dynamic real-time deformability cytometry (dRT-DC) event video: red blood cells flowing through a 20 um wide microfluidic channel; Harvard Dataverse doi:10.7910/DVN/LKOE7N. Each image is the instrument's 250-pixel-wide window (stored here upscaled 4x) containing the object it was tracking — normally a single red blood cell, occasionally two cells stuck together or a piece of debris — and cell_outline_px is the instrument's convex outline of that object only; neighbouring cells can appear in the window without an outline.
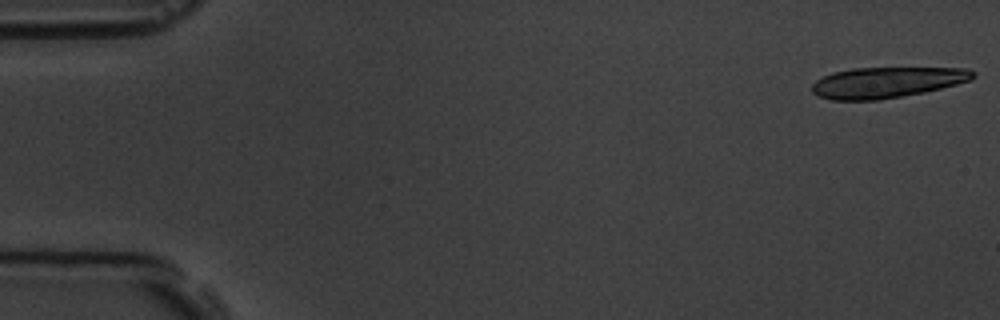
{"species": "common noctule bat (a hibernating species)", "species_latin": "Nyctalus noctula", "temperature_condition": "room temperature", "stored_images_in_passage": 6, "camera_frame_rate_fps": 3000, "um_per_image_px": 0.085, "animal": {"sex": "male", "body_mass_g": 19.5, "forearm_length_mm": 54.6}, "frame": {"image": 1, "passage_image": 1, "time_ms": 0.0, "image_size_px": [1000, 320], "cell_outline_px": [[976, 76], [972, 80], [924, 92], [880, 100], [832, 100], [820, 96], [812, 92], [812, 84], [816, 80], [832, 72], [852, 68], [968, 68], [976, 72]], "centroid_in_image_um": [75.39, 7.0], "position_along_channel_um": 9.6, "area_um2": 28.9}}
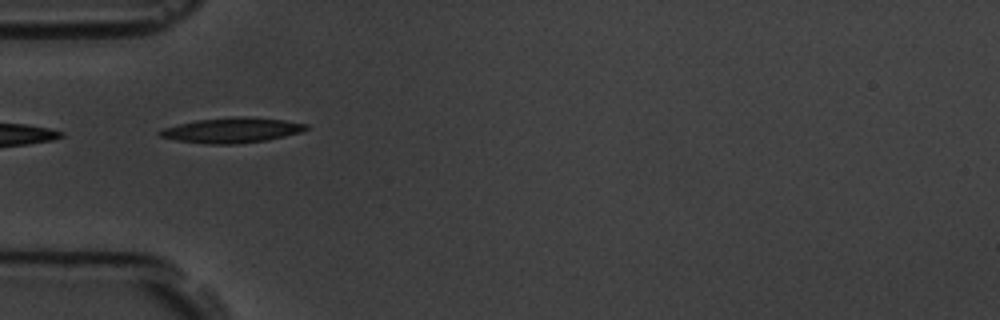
{"frame": {"image": 2, "passage_image": 5, "time_ms": 5.667, "image_size_px": [1000, 320], "cell_outline_px": [[308, 128], [300, 132], [268, 140], [236, 144], [208, 144], [176, 140], [160, 136], [156, 132], [164, 128], [176, 124], [196, 120], [232, 116], [244, 116], [284, 120], [308, 124]], "centroid_in_image_um": [19.69, 11.06], "position_along_channel_um": 65.3, "area_um2": 21.5}}
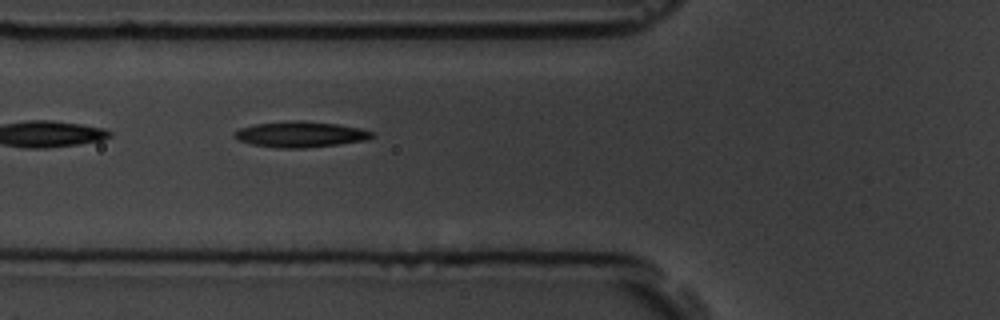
{"frame": {"image": 3, "passage_image": 6, "time_ms": 6.667, "image_size_px": [1000, 320], "cell_outline_px": [[376, 136], [368, 140], [304, 148], [280, 148], [252, 144], [236, 140], [232, 136], [232, 132], [240, 128], [256, 124], [288, 120], [304, 120], [336, 124], [360, 128], [372, 132]], "centroid_in_image_um": [25.51, 11.41], "position_along_channel_um": 100.3, "area_um2": 20.81}}